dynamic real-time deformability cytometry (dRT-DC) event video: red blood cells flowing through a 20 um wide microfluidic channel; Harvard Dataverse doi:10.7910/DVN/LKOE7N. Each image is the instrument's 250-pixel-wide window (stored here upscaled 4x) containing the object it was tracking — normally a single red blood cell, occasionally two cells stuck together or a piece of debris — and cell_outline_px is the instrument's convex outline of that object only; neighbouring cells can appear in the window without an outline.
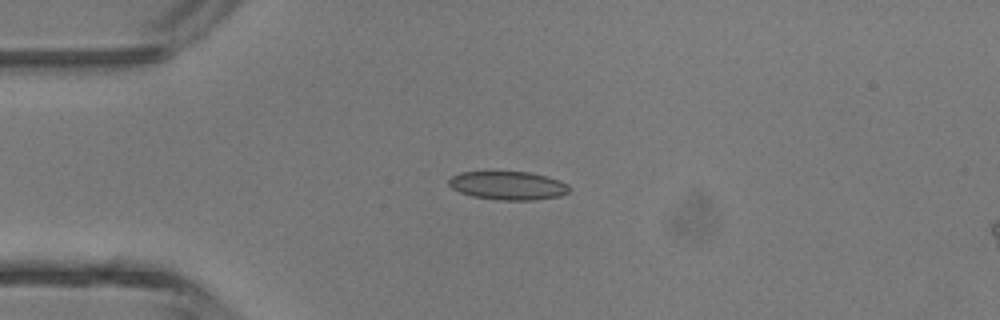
{"species": "common noctule bat (a hibernating species)", "species_latin": "Nyctalus noctula", "temperature_condition": "room temperature", "stored_images_in_passage": 4, "camera_frame_rate_fps": 3000, "um_per_image_px": 0.085, "animal": {"sex": "male", "body_mass_g": 13.3}, "frame": {"image": 1, "passage_image": 3, "time_ms": 3.333, "image_size_px": [1000, 320], "cell_outline_px": [[568, 192], [560, 196], [536, 200], [500, 200], [472, 196], [460, 192], [452, 188], [448, 184], [448, 180], [452, 176], [460, 172], [528, 172], [548, 176], [560, 180], [568, 184]], "centroid_in_image_um": [43.19, 15.77], "position_along_channel_um": 41.8, "area_um2": 20.0}}